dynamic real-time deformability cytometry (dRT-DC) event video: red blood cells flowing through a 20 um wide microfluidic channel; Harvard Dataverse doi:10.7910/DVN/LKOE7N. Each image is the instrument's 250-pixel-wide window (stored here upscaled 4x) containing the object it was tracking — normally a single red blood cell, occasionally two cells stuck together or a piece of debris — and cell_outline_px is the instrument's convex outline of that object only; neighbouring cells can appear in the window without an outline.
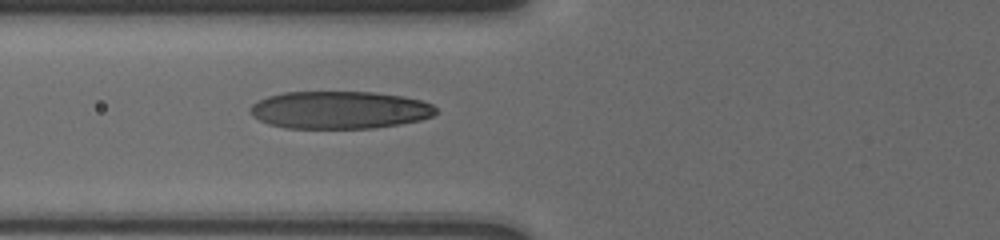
{"species": "human", "species_latin": "Homo sapiens", "temperature_condition": "cold", "stored_images_in_passage": 20, "camera_frame_rate_fps": 3000, "um_per_image_px": 0.085, "donor": {"sex": "male"}, "frame": {"image": 1, "passage_image": 20, "time_ms": 8.333, "image_size_px": [1000, 240], "cell_outline_px": [[436, 112], [432, 116], [420, 120], [400, 124], [372, 128], [284, 128], [268, 124], [252, 116], [252, 104], [268, 96], [284, 92], [372, 92], [404, 96], [420, 100], [432, 104], [436, 108]], "centroid_in_image_um": [28.88, 9.35], "position_along_channel_um": 96.9, "area_um2": 40.58}}